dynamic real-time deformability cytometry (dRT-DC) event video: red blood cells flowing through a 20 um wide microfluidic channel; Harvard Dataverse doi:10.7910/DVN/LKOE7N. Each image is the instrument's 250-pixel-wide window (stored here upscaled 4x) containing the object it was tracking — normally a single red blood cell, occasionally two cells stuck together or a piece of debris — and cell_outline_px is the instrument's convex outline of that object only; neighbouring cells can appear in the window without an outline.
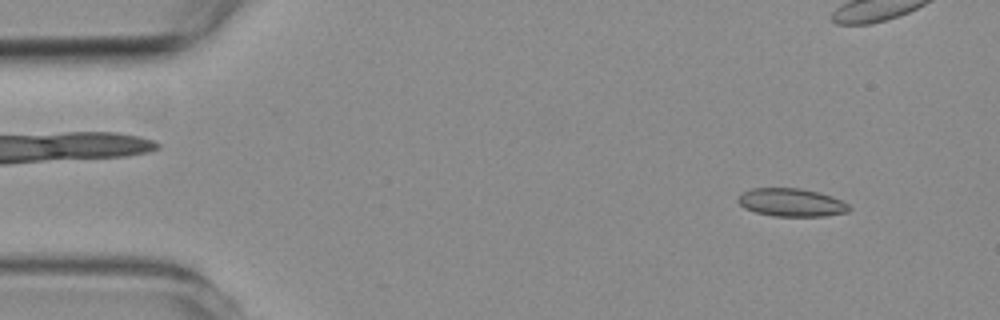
{"species": "common noctule bat (a hibernating species)", "species_latin": "Nyctalus noctula", "temperature_condition": "room temperature", "stored_images_in_passage": 5, "camera_frame_rate_fps": 3000, "um_per_image_px": 0.085, "animal": {"sex": "female", "body_mass_g": 19.3, "forearm_length_mm": 54.1}, "frame": {"image": 1, "passage_image": 1, "time_ms": 0.0, "image_size_px": [1000, 320], "cell_outline_px": [[852, 208], [848, 212], [824, 216], [772, 216], [756, 212], [744, 208], [736, 200], [744, 192], [752, 188], [800, 188], [832, 196], [848, 204]], "centroid_in_image_um": [67.27, 17.21], "position_along_channel_um": 17.7, "area_um2": 18.09}}
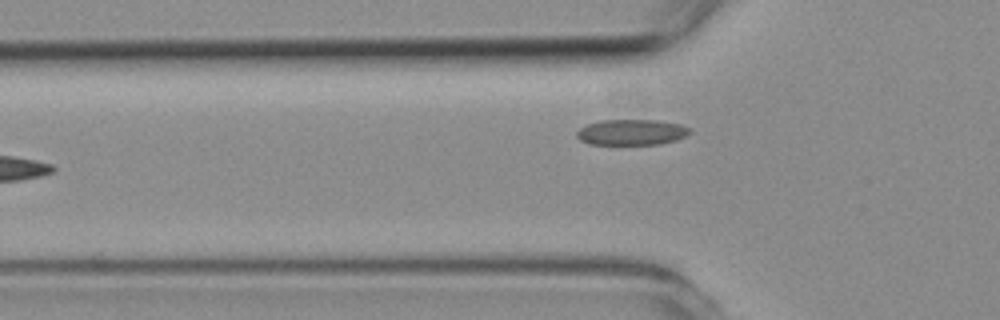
{"frame": {"image": 2, "passage_image": 5, "time_ms": 5.0, "image_size_px": [1000, 320], "cell_outline_px": [[692, 132], [676, 140], [660, 144], [588, 144], [580, 140], [576, 136], [576, 132], [580, 128], [588, 124], [600, 120], [656, 120], [680, 124], [692, 128]], "centroid_in_image_um": [53.69, 11.23], "position_along_channel_um": 72.1, "area_um2": 16.99}}